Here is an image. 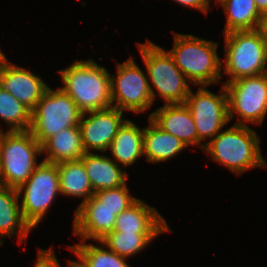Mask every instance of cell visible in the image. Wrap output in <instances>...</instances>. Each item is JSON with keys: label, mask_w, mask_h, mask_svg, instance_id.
<instances>
[{"label": "cell", "mask_w": 267, "mask_h": 267, "mask_svg": "<svg viewBox=\"0 0 267 267\" xmlns=\"http://www.w3.org/2000/svg\"><path fill=\"white\" fill-rule=\"evenodd\" d=\"M162 130L183 141L186 146H199V136L189 108L183 104H165L149 114Z\"/></svg>", "instance_id": "cell-16"}, {"label": "cell", "mask_w": 267, "mask_h": 267, "mask_svg": "<svg viewBox=\"0 0 267 267\" xmlns=\"http://www.w3.org/2000/svg\"><path fill=\"white\" fill-rule=\"evenodd\" d=\"M259 13L267 14V0H254Z\"/></svg>", "instance_id": "cell-31"}, {"label": "cell", "mask_w": 267, "mask_h": 267, "mask_svg": "<svg viewBox=\"0 0 267 267\" xmlns=\"http://www.w3.org/2000/svg\"><path fill=\"white\" fill-rule=\"evenodd\" d=\"M73 218V234L80 236L82 240L100 241L108 233L112 232L116 215L114 211L103 207L94 196L88 201L79 204Z\"/></svg>", "instance_id": "cell-14"}, {"label": "cell", "mask_w": 267, "mask_h": 267, "mask_svg": "<svg viewBox=\"0 0 267 267\" xmlns=\"http://www.w3.org/2000/svg\"><path fill=\"white\" fill-rule=\"evenodd\" d=\"M41 144L30 131L0 132V185L18 189L32 175Z\"/></svg>", "instance_id": "cell-4"}, {"label": "cell", "mask_w": 267, "mask_h": 267, "mask_svg": "<svg viewBox=\"0 0 267 267\" xmlns=\"http://www.w3.org/2000/svg\"><path fill=\"white\" fill-rule=\"evenodd\" d=\"M0 118L9 125L7 131H29L32 111L0 86Z\"/></svg>", "instance_id": "cell-25"}, {"label": "cell", "mask_w": 267, "mask_h": 267, "mask_svg": "<svg viewBox=\"0 0 267 267\" xmlns=\"http://www.w3.org/2000/svg\"><path fill=\"white\" fill-rule=\"evenodd\" d=\"M60 193L83 198L82 203L94 196L86 168L81 159L57 163Z\"/></svg>", "instance_id": "cell-22"}, {"label": "cell", "mask_w": 267, "mask_h": 267, "mask_svg": "<svg viewBox=\"0 0 267 267\" xmlns=\"http://www.w3.org/2000/svg\"><path fill=\"white\" fill-rule=\"evenodd\" d=\"M174 45L169 54L183 72L188 83L206 86L222 78V61L217 54L218 43L191 34H174Z\"/></svg>", "instance_id": "cell-2"}, {"label": "cell", "mask_w": 267, "mask_h": 267, "mask_svg": "<svg viewBox=\"0 0 267 267\" xmlns=\"http://www.w3.org/2000/svg\"><path fill=\"white\" fill-rule=\"evenodd\" d=\"M223 84L228 97L229 121L239 114L241 117L238 115L235 125H246L245 122L261 125L267 114V73Z\"/></svg>", "instance_id": "cell-9"}, {"label": "cell", "mask_w": 267, "mask_h": 267, "mask_svg": "<svg viewBox=\"0 0 267 267\" xmlns=\"http://www.w3.org/2000/svg\"><path fill=\"white\" fill-rule=\"evenodd\" d=\"M60 87L76 103L82 112L101 110L112 106L110 73L94 60H75L72 65L59 71Z\"/></svg>", "instance_id": "cell-1"}, {"label": "cell", "mask_w": 267, "mask_h": 267, "mask_svg": "<svg viewBox=\"0 0 267 267\" xmlns=\"http://www.w3.org/2000/svg\"><path fill=\"white\" fill-rule=\"evenodd\" d=\"M212 160L224 165L236 175L254 167L267 168L261 154L260 139L247 125H233L220 131L203 148Z\"/></svg>", "instance_id": "cell-3"}, {"label": "cell", "mask_w": 267, "mask_h": 267, "mask_svg": "<svg viewBox=\"0 0 267 267\" xmlns=\"http://www.w3.org/2000/svg\"><path fill=\"white\" fill-rule=\"evenodd\" d=\"M255 31L259 35V38L264 43L267 50V14H262L257 22Z\"/></svg>", "instance_id": "cell-30"}, {"label": "cell", "mask_w": 267, "mask_h": 267, "mask_svg": "<svg viewBox=\"0 0 267 267\" xmlns=\"http://www.w3.org/2000/svg\"><path fill=\"white\" fill-rule=\"evenodd\" d=\"M17 189L0 185V238L19 235V244L33 230L24 220ZM3 244V240L0 239Z\"/></svg>", "instance_id": "cell-18"}, {"label": "cell", "mask_w": 267, "mask_h": 267, "mask_svg": "<svg viewBox=\"0 0 267 267\" xmlns=\"http://www.w3.org/2000/svg\"><path fill=\"white\" fill-rule=\"evenodd\" d=\"M147 78L132 57L118 63L117 77L110 74L112 106L122 112L128 110L136 113L152 107L156 92Z\"/></svg>", "instance_id": "cell-10"}, {"label": "cell", "mask_w": 267, "mask_h": 267, "mask_svg": "<svg viewBox=\"0 0 267 267\" xmlns=\"http://www.w3.org/2000/svg\"><path fill=\"white\" fill-rule=\"evenodd\" d=\"M85 115H89L88 118ZM122 116L123 112L114 106L82 113L79 128L85 152L107 151L118 129L127 120Z\"/></svg>", "instance_id": "cell-12"}, {"label": "cell", "mask_w": 267, "mask_h": 267, "mask_svg": "<svg viewBox=\"0 0 267 267\" xmlns=\"http://www.w3.org/2000/svg\"><path fill=\"white\" fill-rule=\"evenodd\" d=\"M0 86L31 111L37 106L48 85L30 70L9 64L7 58L0 66Z\"/></svg>", "instance_id": "cell-13"}, {"label": "cell", "mask_w": 267, "mask_h": 267, "mask_svg": "<svg viewBox=\"0 0 267 267\" xmlns=\"http://www.w3.org/2000/svg\"><path fill=\"white\" fill-rule=\"evenodd\" d=\"M94 192L125 185L128 175L121 165L106 155L86 153L81 158Z\"/></svg>", "instance_id": "cell-17"}, {"label": "cell", "mask_w": 267, "mask_h": 267, "mask_svg": "<svg viewBox=\"0 0 267 267\" xmlns=\"http://www.w3.org/2000/svg\"><path fill=\"white\" fill-rule=\"evenodd\" d=\"M144 128H139L134 122L126 120L118 129L114 140L111 142V150L116 163L127 167L132 165L143 153Z\"/></svg>", "instance_id": "cell-21"}, {"label": "cell", "mask_w": 267, "mask_h": 267, "mask_svg": "<svg viewBox=\"0 0 267 267\" xmlns=\"http://www.w3.org/2000/svg\"><path fill=\"white\" fill-rule=\"evenodd\" d=\"M114 232L165 233L172 232L163 216L155 207L137 199L116 217Z\"/></svg>", "instance_id": "cell-15"}, {"label": "cell", "mask_w": 267, "mask_h": 267, "mask_svg": "<svg viewBox=\"0 0 267 267\" xmlns=\"http://www.w3.org/2000/svg\"><path fill=\"white\" fill-rule=\"evenodd\" d=\"M17 192L19 197L22 196L20 208L23 218L33 229L43 220L60 193L57 164L40 161L32 175L17 189Z\"/></svg>", "instance_id": "cell-8"}, {"label": "cell", "mask_w": 267, "mask_h": 267, "mask_svg": "<svg viewBox=\"0 0 267 267\" xmlns=\"http://www.w3.org/2000/svg\"><path fill=\"white\" fill-rule=\"evenodd\" d=\"M182 6L196 8L200 10L205 15H207L208 9L210 7V0H174Z\"/></svg>", "instance_id": "cell-29"}, {"label": "cell", "mask_w": 267, "mask_h": 267, "mask_svg": "<svg viewBox=\"0 0 267 267\" xmlns=\"http://www.w3.org/2000/svg\"><path fill=\"white\" fill-rule=\"evenodd\" d=\"M227 16L224 34L233 31L255 30L261 14L254 0H217Z\"/></svg>", "instance_id": "cell-24"}, {"label": "cell", "mask_w": 267, "mask_h": 267, "mask_svg": "<svg viewBox=\"0 0 267 267\" xmlns=\"http://www.w3.org/2000/svg\"><path fill=\"white\" fill-rule=\"evenodd\" d=\"M200 86L195 93L190 92L185 101L194 119L199 136V146L203 149L205 143H200L208 137L212 140L221 129L228 124V97L224 84L221 94L216 95Z\"/></svg>", "instance_id": "cell-11"}, {"label": "cell", "mask_w": 267, "mask_h": 267, "mask_svg": "<svg viewBox=\"0 0 267 267\" xmlns=\"http://www.w3.org/2000/svg\"><path fill=\"white\" fill-rule=\"evenodd\" d=\"M129 193V189L125 184L117 188L97 191L94 193V197L102 203L103 207L114 211V214L118 216L138 199Z\"/></svg>", "instance_id": "cell-27"}, {"label": "cell", "mask_w": 267, "mask_h": 267, "mask_svg": "<svg viewBox=\"0 0 267 267\" xmlns=\"http://www.w3.org/2000/svg\"><path fill=\"white\" fill-rule=\"evenodd\" d=\"M147 75L158 96L166 104L185 103L190 92V86L183 72L176 66L173 58L162 47L151 40L146 43L137 42Z\"/></svg>", "instance_id": "cell-5"}, {"label": "cell", "mask_w": 267, "mask_h": 267, "mask_svg": "<svg viewBox=\"0 0 267 267\" xmlns=\"http://www.w3.org/2000/svg\"><path fill=\"white\" fill-rule=\"evenodd\" d=\"M36 260L34 267H61L56 258L55 252L51 249H38V257Z\"/></svg>", "instance_id": "cell-28"}, {"label": "cell", "mask_w": 267, "mask_h": 267, "mask_svg": "<svg viewBox=\"0 0 267 267\" xmlns=\"http://www.w3.org/2000/svg\"><path fill=\"white\" fill-rule=\"evenodd\" d=\"M148 121L149 127H144L143 133V153L147 156L146 161H167L187 147L183 141L162 130L150 118Z\"/></svg>", "instance_id": "cell-20"}, {"label": "cell", "mask_w": 267, "mask_h": 267, "mask_svg": "<svg viewBox=\"0 0 267 267\" xmlns=\"http://www.w3.org/2000/svg\"><path fill=\"white\" fill-rule=\"evenodd\" d=\"M41 150L47 154L43 161L54 164L79 160L86 154L79 126L58 131L41 145Z\"/></svg>", "instance_id": "cell-19"}, {"label": "cell", "mask_w": 267, "mask_h": 267, "mask_svg": "<svg viewBox=\"0 0 267 267\" xmlns=\"http://www.w3.org/2000/svg\"><path fill=\"white\" fill-rule=\"evenodd\" d=\"M7 57L3 54V52L0 49V62H3Z\"/></svg>", "instance_id": "cell-32"}, {"label": "cell", "mask_w": 267, "mask_h": 267, "mask_svg": "<svg viewBox=\"0 0 267 267\" xmlns=\"http://www.w3.org/2000/svg\"><path fill=\"white\" fill-rule=\"evenodd\" d=\"M162 233L110 232L100 241L119 256L128 258L141 252L156 236Z\"/></svg>", "instance_id": "cell-26"}, {"label": "cell", "mask_w": 267, "mask_h": 267, "mask_svg": "<svg viewBox=\"0 0 267 267\" xmlns=\"http://www.w3.org/2000/svg\"><path fill=\"white\" fill-rule=\"evenodd\" d=\"M82 112L72 98L60 87H48L41 100L32 111L30 132L42 145L58 131L79 126Z\"/></svg>", "instance_id": "cell-7"}, {"label": "cell", "mask_w": 267, "mask_h": 267, "mask_svg": "<svg viewBox=\"0 0 267 267\" xmlns=\"http://www.w3.org/2000/svg\"><path fill=\"white\" fill-rule=\"evenodd\" d=\"M81 243L70 245L71 250L79 261L68 260L69 267H130L123 256H119L111 251L101 241H96L100 245L85 244L87 241L80 240Z\"/></svg>", "instance_id": "cell-23"}, {"label": "cell", "mask_w": 267, "mask_h": 267, "mask_svg": "<svg viewBox=\"0 0 267 267\" xmlns=\"http://www.w3.org/2000/svg\"><path fill=\"white\" fill-rule=\"evenodd\" d=\"M225 35L224 74L232 82L242 77L267 73V50L255 30L233 31Z\"/></svg>", "instance_id": "cell-6"}]
</instances>
